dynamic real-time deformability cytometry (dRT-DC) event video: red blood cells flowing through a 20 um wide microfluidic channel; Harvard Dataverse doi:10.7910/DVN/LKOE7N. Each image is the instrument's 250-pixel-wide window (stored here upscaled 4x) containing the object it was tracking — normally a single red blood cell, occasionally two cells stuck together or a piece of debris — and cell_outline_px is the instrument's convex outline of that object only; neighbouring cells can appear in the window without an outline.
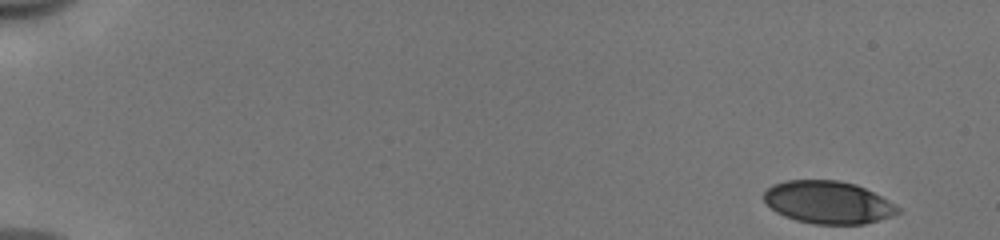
{"species": "human", "species_latin": "Homo sapiens", "temperature_condition": "cold", "stored_images_in_passage": 51, "camera_frame_rate_fps": 3000, "um_per_image_px": 0.085, "donor": {"sex": "male"}, "frame": {"image": 1, "passage_image": 1, "time_ms": 0.0, "image_size_px": [1000, 240], "cell_outline_px": [[900, 212], [892, 216], [864, 224], [812, 224], [796, 220], [784, 216], [776, 212], [764, 200], [764, 192], [772, 184], [788, 180], [836, 180], [856, 184], [888, 200], [900, 208]], "centroid_in_image_um": [70.38, 17.2], "position_along_channel_um": 14.6, "area_um2": 33.12}}
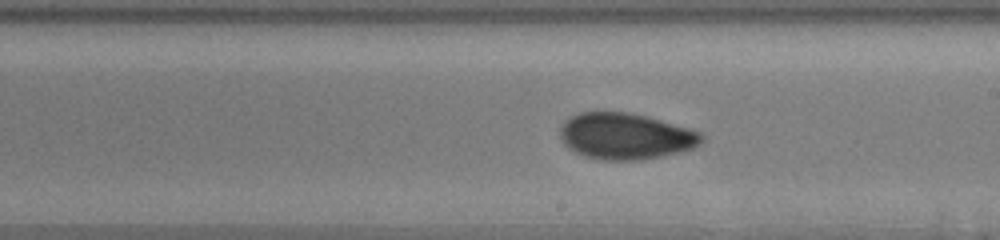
{"frame": {"image": 2, "passage_image": 30, "time_ms": 9.667, "image_size_px": [1000, 240], "cell_outline_px": [[704, 140], [700, 144], [692, 148], [680, 152], [664, 156], [640, 160], [600, 160], [584, 156], [568, 148], [560, 140], [560, 128], [564, 120], [580, 112], [628, 112], [660, 120], [688, 128], [700, 132], [704, 136]], "centroid_in_image_um": [53.15, 11.59], "position_along_channel_um": 235.8, "area_um2": 38.26}}
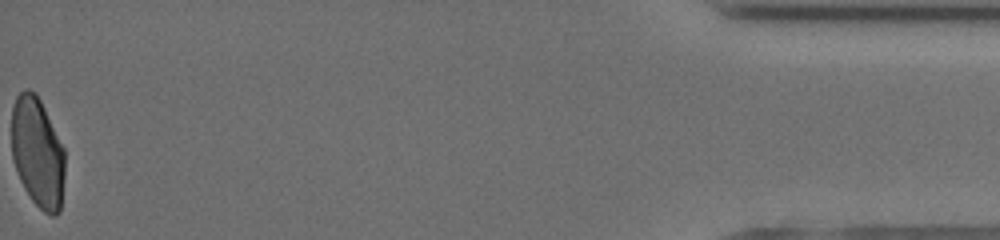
{"frame": {"image": 3, "passage_image": 51, "time_ms": 16.667, "image_size_px": [1000, 240], "cell_outline_px": [[64, 176], [60, 212], [56, 216], [52, 216], [44, 212], [32, 200], [24, 188], [20, 180], [12, 160], [12, 108], [16, 96], [24, 88], [28, 88], [36, 92], [64, 148]], "centroid_in_image_um": [3.18, 12.96], "position_along_channel_um": 432.0, "area_um2": 34.33}, "authors_computed_cell_mechanics": {"area_um2": 36.125, "velocity_mm_per_s": 3.9753, "shape_relaxation_time_tau1_ms": 5.1831, "shape_relaxation_time_tau2_ms": 1.8024, "deformation_change_tau1": 0.1528, "deformation_change_tau2": 0.0593}}